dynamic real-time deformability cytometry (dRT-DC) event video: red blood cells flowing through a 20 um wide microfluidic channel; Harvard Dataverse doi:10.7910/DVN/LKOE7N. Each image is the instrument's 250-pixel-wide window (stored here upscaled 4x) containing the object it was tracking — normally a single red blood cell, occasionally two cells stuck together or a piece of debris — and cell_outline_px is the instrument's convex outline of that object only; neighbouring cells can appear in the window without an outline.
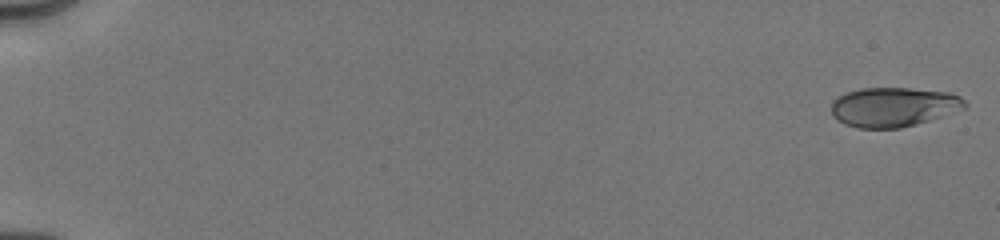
{"species": "human", "species_latin": "Homo sapiens", "temperature_condition": "cold", "stored_images_in_passage": 31, "camera_frame_rate_fps": 3000, "um_per_image_px": 0.085, "donor": {"sex": "male"}, "frame": {"image": 1, "passage_image": 1, "time_ms": 0.0, "image_size_px": [1000, 240], "cell_outline_px": [[968, 104], [964, 108], [916, 124], [900, 128], [856, 128], [844, 124], [832, 116], [832, 100], [848, 92], [860, 88], [908, 88], [948, 92], [960, 96]], "centroid_in_image_um": [75.92, 9.09], "position_along_channel_um": 9.1, "area_um2": 30.52}}
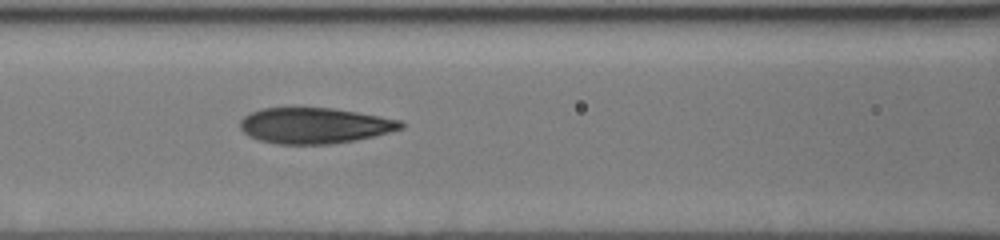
{"frame": {"image": 2, "passage_image": 18, "time_ms": 8.0, "image_size_px": [1000, 240], "cell_outline_px": [[404, 128], [356, 140], [328, 144], [276, 144], [260, 140], [248, 136], [240, 128], [240, 120], [248, 112], [260, 108], [332, 108], [356, 112], [400, 120], [404, 124]], "centroid_in_image_um": [26.69, 10.67], "position_along_channel_um": 139.9, "area_um2": 33.41}}
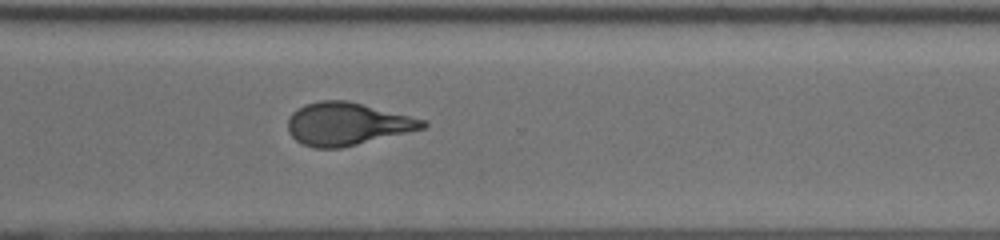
{"frame": {"image": 3, "passage_image": 31, "time_ms": 13.0, "image_size_px": [1000, 240], "cell_outline_px": [[428, 124], [424, 128], [340, 148], [312, 148], [296, 140], [288, 132], [288, 120], [292, 112], [304, 104], [320, 100], [348, 100], [424, 120]], "centroid_in_image_um": [29.45, 10.52], "position_along_channel_um": 341.2, "area_um2": 33.18}}